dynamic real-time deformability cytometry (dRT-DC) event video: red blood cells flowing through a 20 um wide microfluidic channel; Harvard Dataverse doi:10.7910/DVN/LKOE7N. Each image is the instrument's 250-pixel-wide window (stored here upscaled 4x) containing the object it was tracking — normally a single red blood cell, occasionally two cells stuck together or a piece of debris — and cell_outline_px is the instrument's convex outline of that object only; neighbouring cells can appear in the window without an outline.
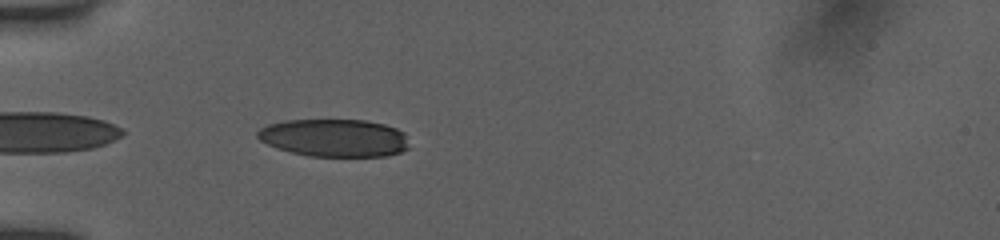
{"species": "human", "species_latin": "Homo sapiens", "temperature_condition": "room temperature", "stored_images_in_passage": 22, "camera_frame_rate_fps": 3000, "um_per_image_px": 0.085, "donor": {"sex": "female"}, "frame": {"image": 1, "passage_image": 2, "time_ms": 0.333, "image_size_px": [1000, 240], "cell_outline_px": [[408, 148], [400, 152], [388, 156], [308, 156], [276, 148], [260, 140], [256, 136], [256, 132], [260, 128], [268, 124], [284, 120], [364, 120], [384, 124], [396, 128], [404, 132]], "centroid_in_image_um": [28.39, 11.71], "position_along_channel_um": 56.6, "area_um2": 33.35}}
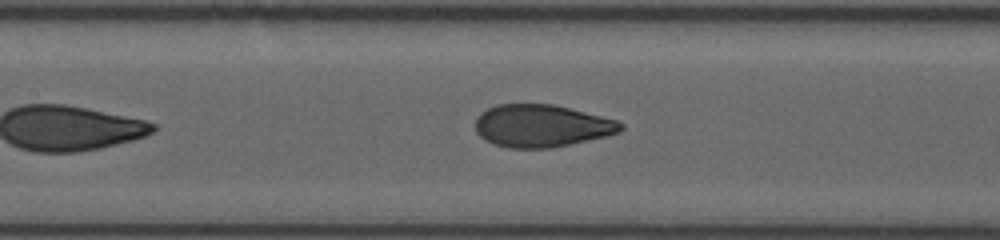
{"frame": {"image": 2, "passage_image": 11, "time_ms": 3.333, "image_size_px": [1000, 240], "cell_outline_px": [[624, 128], [620, 132], [604, 136], [568, 144], [548, 148], [508, 148], [492, 144], [484, 140], [476, 132], [476, 116], [480, 112], [496, 104], [556, 104], [616, 120], [624, 124]], "centroid_in_image_um": [45.99, 10.68], "position_along_channel_um": 161.4, "area_um2": 36.01}}
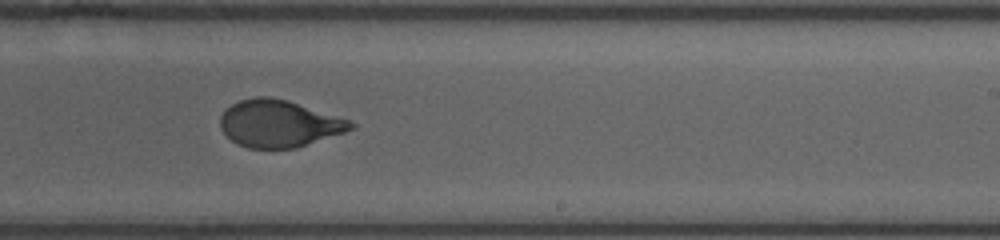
{"frame": {"image": 3, "passage_image": 19, "time_ms": 6.0, "image_size_px": [1000, 240], "cell_outline_px": [[356, 124], [352, 128], [344, 132], [296, 148], [248, 148], [236, 144], [220, 128], [220, 116], [232, 104], [240, 100], [256, 96], [268, 96], [288, 100], [348, 120]], "centroid_in_image_um": [23.67, 10.5], "position_along_channel_um": 265.3, "area_um2": 35.43}}